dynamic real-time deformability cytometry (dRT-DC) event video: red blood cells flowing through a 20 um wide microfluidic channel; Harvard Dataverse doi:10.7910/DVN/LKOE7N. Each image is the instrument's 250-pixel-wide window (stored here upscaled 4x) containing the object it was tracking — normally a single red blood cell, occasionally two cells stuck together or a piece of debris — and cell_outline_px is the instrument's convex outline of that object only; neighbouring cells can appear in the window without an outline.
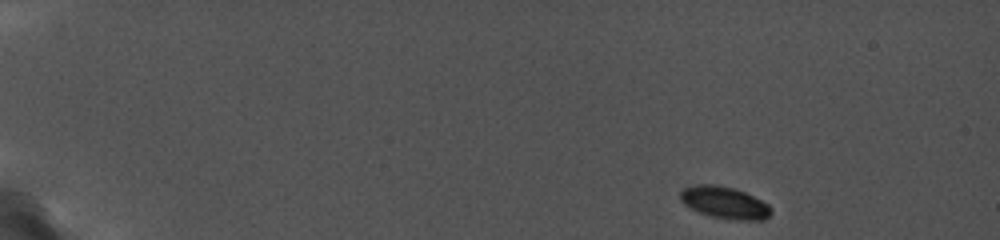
{"species": "common noctule bat (a hibernating species)", "species_latin": "Nyctalus noctula", "temperature_condition": "cold", "stored_images_in_passage": 34, "camera_frame_rate_fps": 5000, "um_per_image_px": 0.085, "animal": {"sex": "female", "body_mass_g": 19.0, "forearm_length_mm": 56.7}, "frame": {"image": 1, "passage_image": 1, "time_ms": 0.0, "image_size_px": [1000, 240], "cell_outline_px": [[772, 212], [764, 220], [732, 220], [712, 216], [700, 212], [684, 204], [680, 200], [680, 192], [684, 188], [692, 184], [716, 184], [736, 188], [768, 204], [772, 208]], "centroid_in_image_um": [61.59, 17.21], "position_along_channel_um": 23.4, "area_um2": 16.99}}
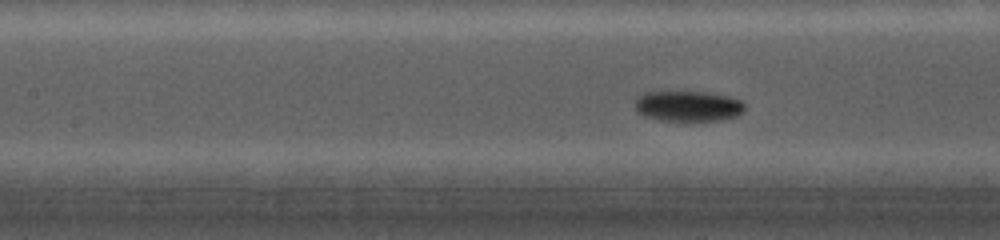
{"frame": {"image": 2, "passage_image": 18, "time_ms": 7.0, "image_size_px": [1000, 240], "cell_outline_px": [[744, 112], [740, 116], [724, 120], [684, 124], [660, 120], [644, 116], [636, 112], [636, 100], [640, 96], [648, 92], [700, 92], [724, 96], [740, 100], [744, 104]], "centroid_in_image_um": [58.51, 9.1], "position_along_channel_um": 148.9, "area_um2": 20.17}}
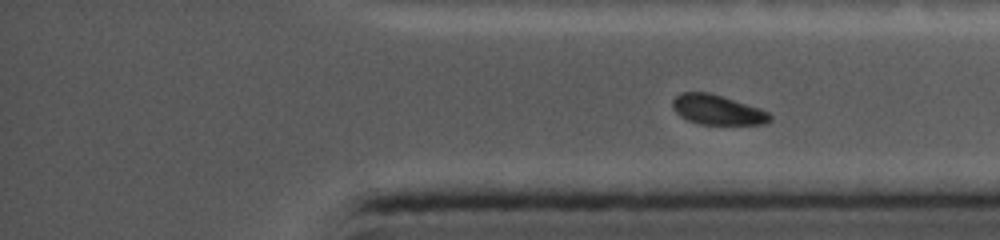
{"frame": {"image": 3, "passage_image": 34, "time_ms": 13.0, "image_size_px": [1000, 240], "cell_outline_px": [[772, 120], [764, 124], [700, 124], [688, 120], [680, 116], [676, 112], [672, 104], [672, 100], [680, 92], [708, 92], [760, 108], [768, 112], [772, 116]], "centroid_in_image_um": [60.98, 9.33], "position_along_channel_um": 374.2, "area_um2": 16.82}}